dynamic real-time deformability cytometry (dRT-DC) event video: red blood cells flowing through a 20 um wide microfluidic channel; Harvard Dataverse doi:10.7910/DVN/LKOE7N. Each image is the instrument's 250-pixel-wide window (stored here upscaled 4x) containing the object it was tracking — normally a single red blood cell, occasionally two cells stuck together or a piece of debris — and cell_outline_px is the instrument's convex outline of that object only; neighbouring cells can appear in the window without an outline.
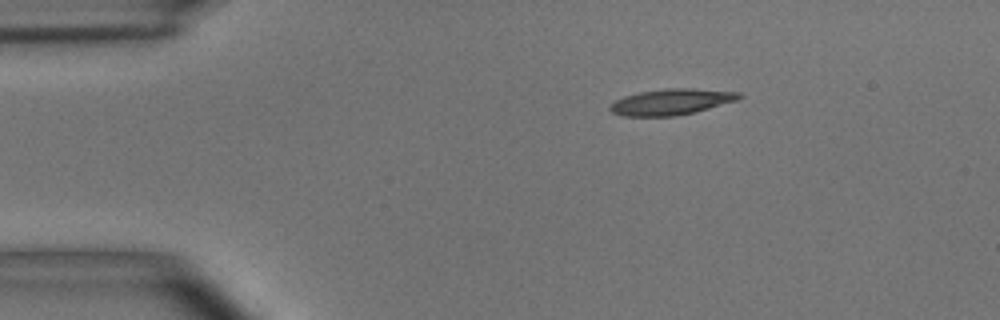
{"species": "common noctule bat (a hibernating species)", "species_latin": "Nyctalus noctula", "temperature_condition": "room temperature", "stored_images_in_passage": 46, "camera_frame_rate_fps": 3000, "um_per_image_px": 0.085, "animal": {"sex": "male", "body_mass_g": 15.6}, "frame": {"image": 1, "passage_image": 1, "time_ms": 0.0, "image_size_px": [1000, 320], "cell_outline_px": [[744, 96], [736, 100], [708, 108], [692, 112], [672, 116], [624, 116], [612, 112], [608, 108], [616, 100], [624, 96], [640, 92], [668, 88], [692, 88], [740, 92]], "centroid_in_image_um": [57.06, 8.65], "position_along_channel_um": 27.9, "area_um2": 19.25}}
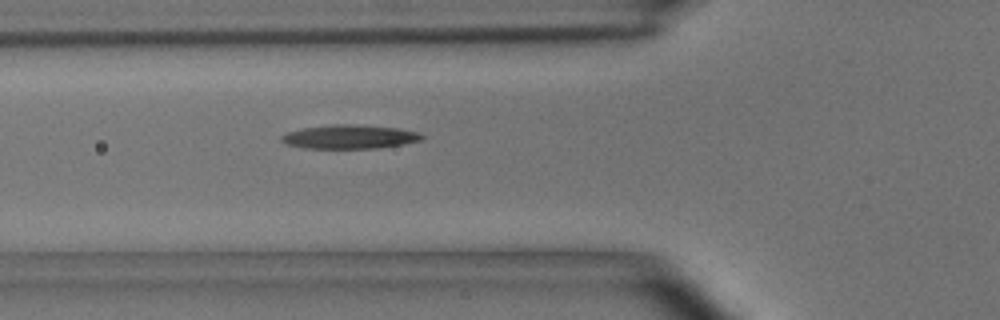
{"frame": {"image": 2, "passage_image": 11, "time_ms": 3.333, "image_size_px": [1000, 320], "cell_outline_px": [[424, 136], [420, 140], [404, 144], [380, 148], [304, 148], [288, 144], [280, 140], [280, 136], [288, 132], [304, 128], [332, 124], [352, 124], [396, 128], [420, 132]], "centroid_in_image_um": [29.73, 11.63], "position_along_channel_um": 96.1, "area_um2": 19.42}}
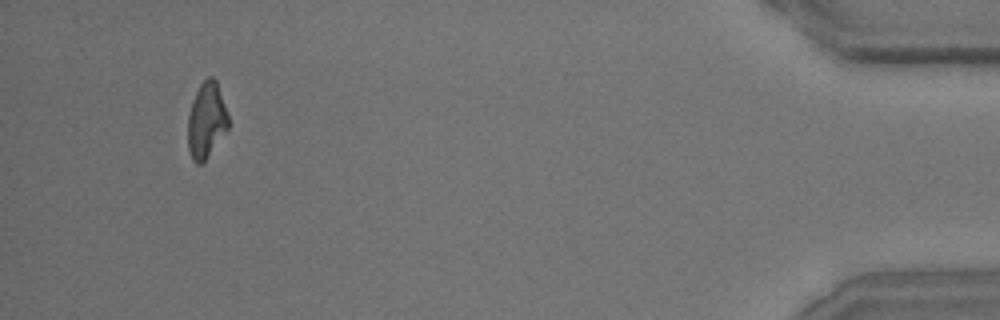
{"frame": {"image": 3, "passage_image": 43, "time_ms": 14.0, "image_size_px": [1000, 320], "cell_outline_px": [[228, 128], [204, 164], [196, 164], [192, 160], [188, 148], [188, 116], [192, 100], [200, 84], [208, 76], [212, 76], [216, 80], [228, 116]], "centroid_in_image_um": [17.53, 10.27], "position_along_channel_um": 417.7, "area_um2": 17.92}, "authors_computed_cell_mechanics": {"area_um2": 18.8717, "velocity_mm_per_s": 3.6694, "shape_relaxation_time_tau1_ms": 6.1956, "shape_relaxation_time_tau2_ms": null, "deformation_change_tau1": 0.1758, "deformation_change_tau2": null}}